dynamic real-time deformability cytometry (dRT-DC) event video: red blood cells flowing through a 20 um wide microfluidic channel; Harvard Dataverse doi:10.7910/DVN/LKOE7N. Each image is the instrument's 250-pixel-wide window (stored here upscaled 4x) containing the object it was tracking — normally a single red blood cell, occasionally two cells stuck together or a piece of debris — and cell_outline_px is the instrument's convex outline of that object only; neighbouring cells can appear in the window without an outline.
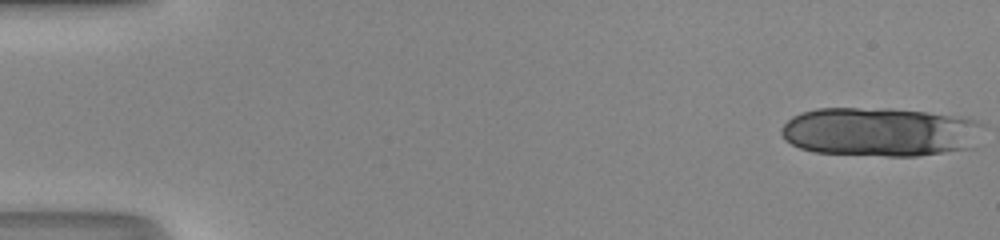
{"species": "human", "species_latin": "Homo sapiens", "temperature_condition": "room temperature", "stored_images_in_passage": 16, "camera_frame_rate_fps": 3000, "um_per_image_px": 0.085, "donor": {"sex": "male"}, "frame": {"image": 1, "passage_image": 1, "time_ms": 0.0, "image_size_px": [1000, 240], "cell_outline_px": [[984, 124], [972, 148], [916, 156], [884, 156], [812, 152], [800, 148], [784, 140], [780, 132], [780, 128], [792, 116], [800, 112], [816, 108], [888, 108], [960, 116], [976, 120]], "centroid_in_image_um": [74.77, 11.2], "position_along_channel_um": 10.2, "area_um2": 58.03}}